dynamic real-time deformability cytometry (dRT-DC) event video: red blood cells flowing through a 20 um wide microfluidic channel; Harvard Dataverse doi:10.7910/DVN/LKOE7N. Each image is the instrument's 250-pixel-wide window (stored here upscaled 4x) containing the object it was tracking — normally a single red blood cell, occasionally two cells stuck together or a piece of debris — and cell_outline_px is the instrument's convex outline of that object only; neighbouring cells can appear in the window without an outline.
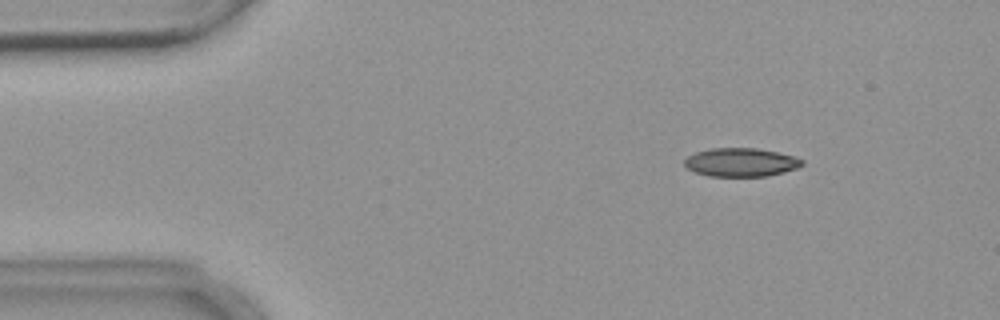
{"species": "common noctule bat (a hibernating species)", "species_latin": "Nyctalus noctula", "temperature_condition": "warm", "stored_images_in_passage": 5, "camera_frame_rate_fps": 3000, "um_per_image_px": 0.085, "animal": {"sex": "female", "body_mass_g": 18.4}, "frame": {"image": 1, "passage_image": 2, "time_ms": 1.333, "image_size_px": [1000, 320], "cell_outline_px": [[804, 164], [796, 168], [784, 172], [768, 176], [708, 176], [696, 172], [688, 168], [684, 164], [684, 160], [688, 156], [696, 152], [712, 148], [756, 148], [776, 152], [792, 156], [804, 160]], "centroid_in_image_um": [62.98, 13.8], "position_along_channel_um": 22.0, "area_um2": 19.42}}